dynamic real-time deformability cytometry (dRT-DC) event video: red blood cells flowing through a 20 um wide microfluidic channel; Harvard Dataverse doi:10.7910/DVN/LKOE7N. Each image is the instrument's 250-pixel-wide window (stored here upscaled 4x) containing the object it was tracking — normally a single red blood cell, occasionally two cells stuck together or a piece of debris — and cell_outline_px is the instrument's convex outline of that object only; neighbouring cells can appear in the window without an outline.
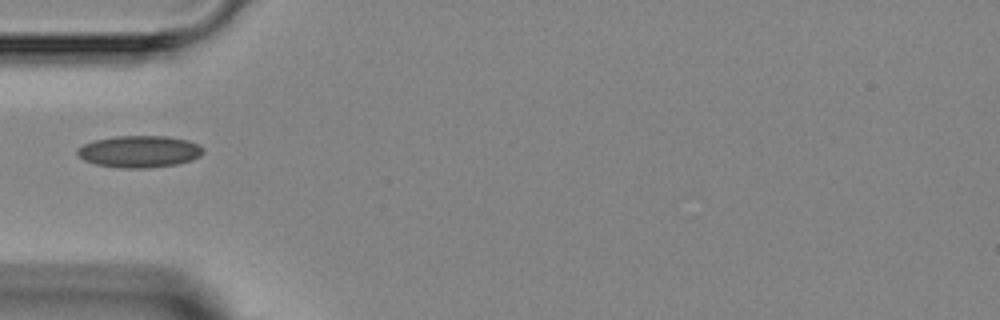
{"species": "Egyptian fruit bat (a non-hibernating species)", "species_latin": "Rousettus aegyptiacus", "temperature_condition": "room temperature", "stored_images_in_passage": 3, "camera_frame_rate_fps": 3000, "um_per_image_px": 0.085, "animal": {"sex": "female"}, "frame": {"image": 1, "passage_image": 3, "time_ms": 2.0, "image_size_px": [1000, 320], "cell_outline_px": [[204, 152], [200, 156], [192, 160], [176, 164], [148, 168], [120, 168], [96, 164], [84, 160], [76, 152], [84, 144], [92, 140], [116, 136], [168, 136], [188, 140], [200, 144], [204, 148]], "centroid_in_image_um": [11.89, 12.87], "position_along_channel_um": 73.1, "area_um2": 23.47}}